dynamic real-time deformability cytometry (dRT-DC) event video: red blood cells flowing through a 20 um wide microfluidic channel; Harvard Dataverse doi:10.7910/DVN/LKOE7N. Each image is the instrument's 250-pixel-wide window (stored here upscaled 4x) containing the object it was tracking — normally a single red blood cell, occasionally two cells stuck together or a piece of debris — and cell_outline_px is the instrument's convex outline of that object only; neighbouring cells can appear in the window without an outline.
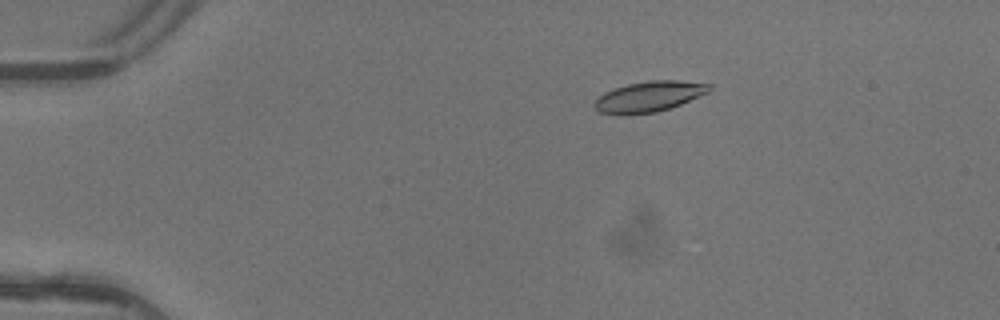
{"species": "common noctule bat (a hibernating species)", "species_latin": "Nyctalus noctula", "temperature_condition": "warm", "stored_images_in_passage": 4, "camera_frame_rate_fps": 3000, "um_per_image_px": 0.085, "animal": {"sex": "female"}, "frame": {"image": 1, "passage_image": 2, "time_ms": 0.333, "image_size_px": [1000, 320], "cell_outline_px": [[712, 88], [708, 92], [680, 104], [656, 112], [600, 112], [592, 104], [604, 92], [612, 88], [628, 84], [648, 80], [680, 80], [712, 84]], "centroid_in_image_um": [55.22, 8.15], "position_along_channel_um": 29.8, "area_um2": 19.77}}